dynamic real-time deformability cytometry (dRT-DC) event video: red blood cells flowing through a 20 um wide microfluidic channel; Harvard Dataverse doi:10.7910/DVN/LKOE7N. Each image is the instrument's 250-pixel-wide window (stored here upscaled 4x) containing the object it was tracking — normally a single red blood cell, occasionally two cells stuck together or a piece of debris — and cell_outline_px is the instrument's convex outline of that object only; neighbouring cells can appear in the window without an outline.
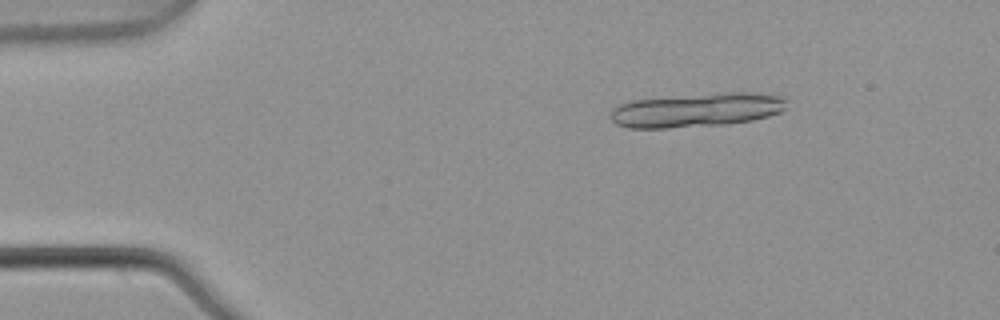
{"species": "common noctule bat (a hibernating species)", "species_latin": "Nyctalus noctula", "temperature_condition": "warm", "stored_images_in_passage": 4, "camera_frame_rate_fps": 3000, "um_per_image_px": 0.085, "animal": {"sex": "male", "body_mass_g": 21.5, "forearm_length_mm": 52.0}, "frame": {"image": 1, "passage_image": 3, "time_ms": 0.667, "image_size_px": [1000, 320], "cell_outline_px": [[788, 100], [784, 108], [780, 112], [768, 116], [752, 120], [724, 124], [668, 128], [628, 128], [616, 124], [612, 120], [612, 108], [620, 104], [632, 100], [728, 92], [748, 92], [780, 96]], "centroid_in_image_um": [59.22, 9.35], "position_along_channel_um": 25.8, "area_um2": 34.56}}